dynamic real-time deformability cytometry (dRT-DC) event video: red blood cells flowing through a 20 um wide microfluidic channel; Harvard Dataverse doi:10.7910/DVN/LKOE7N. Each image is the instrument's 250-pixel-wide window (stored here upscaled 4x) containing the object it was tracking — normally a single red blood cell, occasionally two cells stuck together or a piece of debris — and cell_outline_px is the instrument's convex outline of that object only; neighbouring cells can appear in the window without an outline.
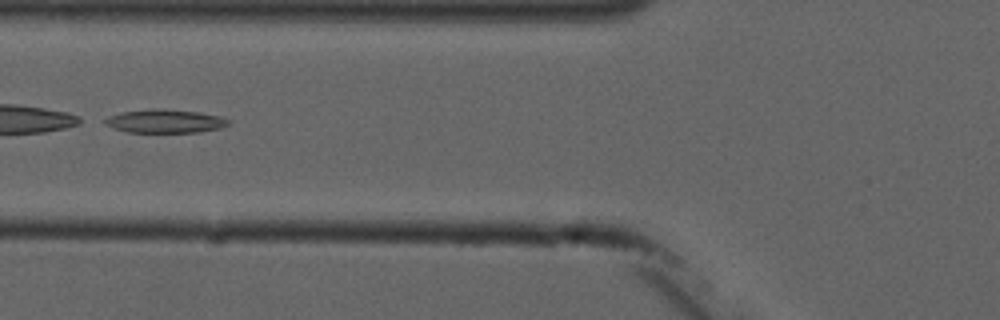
{"species": "common noctule bat (a hibernating species)", "species_latin": "Nyctalus noctula", "temperature_condition": "cold", "stored_images_in_passage": 10, "camera_frame_rate_fps": 3000, "um_per_image_px": 0.085, "animal": {"sex": "male", "forearm_length_mm": 52.5}, "frame": {"image": 1, "passage_image": 5, "time_ms": 6.0, "image_size_px": [1000, 320], "cell_outline_px": [[232, 120], [228, 124], [220, 128], [200, 132], [128, 132], [112, 128], [104, 124], [104, 120], [108, 116], [120, 112], [152, 108], [164, 108], [200, 112], [220, 116]], "centroid_in_image_um": [14.02, 10.28], "position_along_channel_um": 111.8, "area_um2": 17.17}}
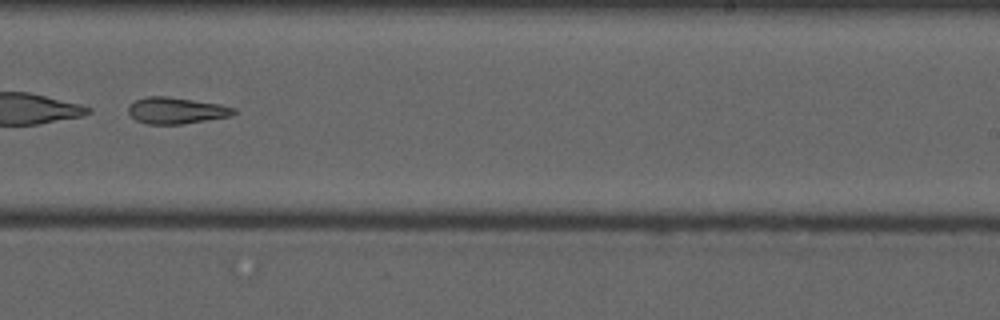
{"frame": {"image": 2, "passage_image": 9, "time_ms": 10.333, "image_size_px": [1000, 320], "cell_outline_px": [[236, 112], [232, 116], [184, 124], [148, 124], [136, 120], [128, 112], [128, 104], [136, 100], [148, 96], [168, 96], [220, 104], [236, 108]], "centroid_in_image_um": [14.99, 9.39], "position_along_channel_um": 274.0, "area_um2": 16.36}}
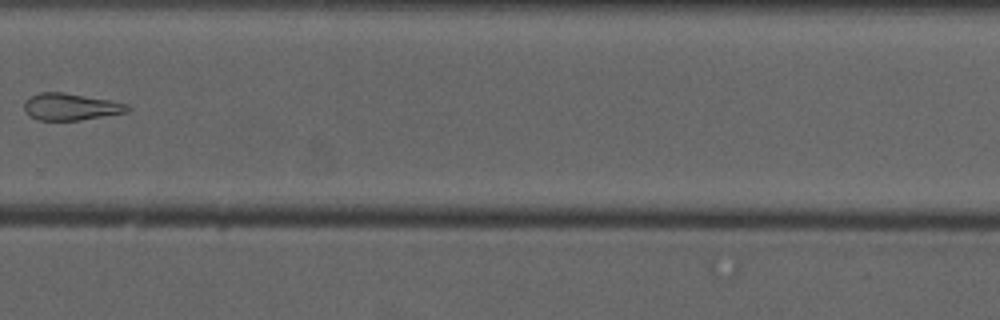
{"frame": {"image": 3, "passage_image": 10, "time_ms": 11.667, "image_size_px": [1000, 320], "cell_outline_px": [[132, 108], [128, 112], [80, 120], [36, 120], [24, 108], [24, 100], [28, 96], [40, 92], [64, 92], [108, 100], [128, 104]], "centroid_in_image_um": [6.01, 9.07], "position_along_channel_um": 323.8, "area_um2": 16.18}}